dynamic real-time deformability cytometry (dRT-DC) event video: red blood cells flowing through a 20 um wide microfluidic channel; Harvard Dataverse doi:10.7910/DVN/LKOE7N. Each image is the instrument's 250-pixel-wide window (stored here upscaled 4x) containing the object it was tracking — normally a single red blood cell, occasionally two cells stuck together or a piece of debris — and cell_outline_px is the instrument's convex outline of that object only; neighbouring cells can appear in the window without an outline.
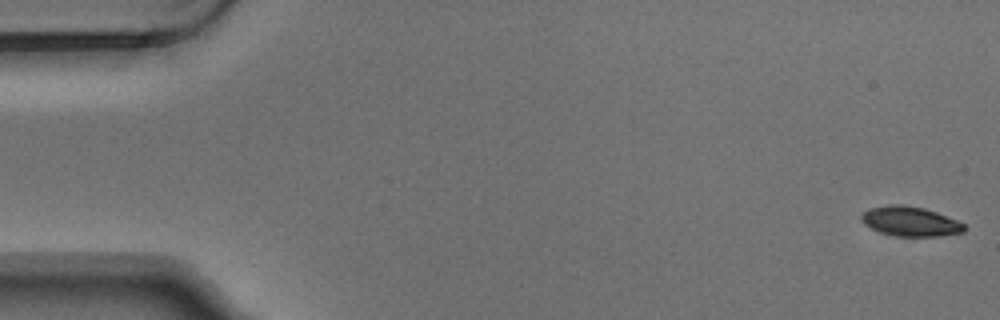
{"species": "Egyptian fruit bat (a non-hibernating species)", "species_latin": "Rousettus aegyptiacus", "temperature_condition": "warm", "stored_images_in_passage": 6, "camera_frame_rate_fps": 3000, "um_per_image_px": 0.085, "animal": {"sex": "male"}, "frame": {"image": 1, "passage_image": 1, "time_ms": 0.0, "image_size_px": [1000, 320], "cell_outline_px": [[964, 232], [940, 236], [892, 236], [880, 232], [864, 224], [860, 220], [860, 216], [868, 208], [888, 204], [900, 204], [924, 208], [936, 212], [956, 220], [964, 224]], "centroid_in_image_um": [77.33, 18.81], "position_along_channel_um": 7.7, "area_um2": 17.8}}